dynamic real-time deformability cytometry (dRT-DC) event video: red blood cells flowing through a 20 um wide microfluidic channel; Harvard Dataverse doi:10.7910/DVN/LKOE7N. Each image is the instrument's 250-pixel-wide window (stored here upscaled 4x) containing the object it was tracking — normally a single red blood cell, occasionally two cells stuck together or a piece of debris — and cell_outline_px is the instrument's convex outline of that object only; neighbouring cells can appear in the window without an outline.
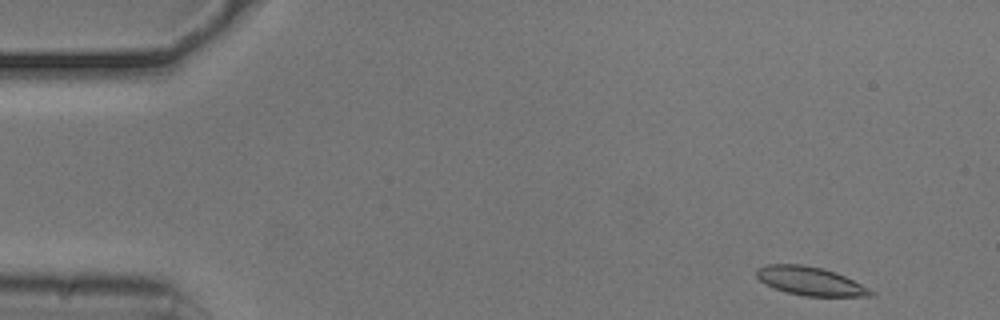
{"species": "common noctule bat (a hibernating species)", "species_latin": "Nyctalus noctula", "temperature_condition": "cold", "stored_images_in_passage": 51, "camera_frame_rate_fps": 3000, "um_per_image_px": 0.085, "animal": {"sex": "male", "body_mass_g": 20.5, "forearm_length_mm": 52.5}, "frame": {"image": 1, "passage_image": 1, "time_ms": 0.0, "image_size_px": [1000, 320], "cell_outline_px": [[876, 296], [804, 296], [788, 292], [776, 288], [760, 280], [756, 276], [756, 268], [768, 264], [800, 264], [820, 268], [836, 272], [876, 292]], "centroid_in_image_um": [68.89, 23.89], "position_along_channel_um": 16.1, "area_um2": 18.73}}
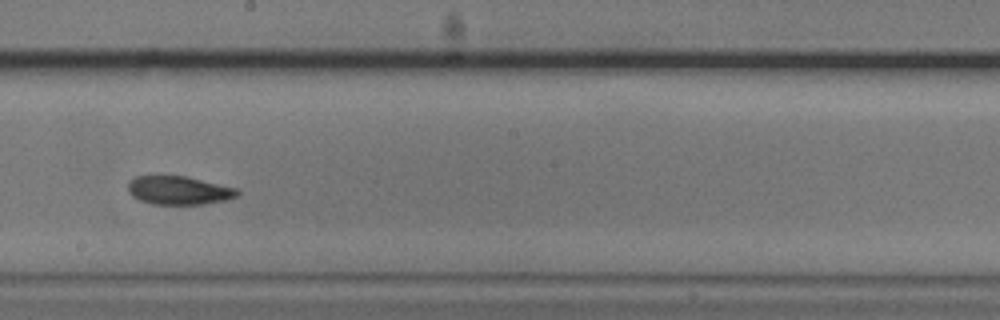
{"frame": {"image": 2, "passage_image": 27, "time_ms": 8.667, "image_size_px": [1000, 320], "cell_outline_px": [[240, 192], [236, 196], [224, 200], [204, 204], [152, 204], [140, 200], [132, 196], [128, 192], [128, 180], [136, 176], [188, 176], [236, 188]], "centroid_in_image_um": [15.17, 16.17], "position_along_channel_um": 233.0, "area_um2": 18.15}}
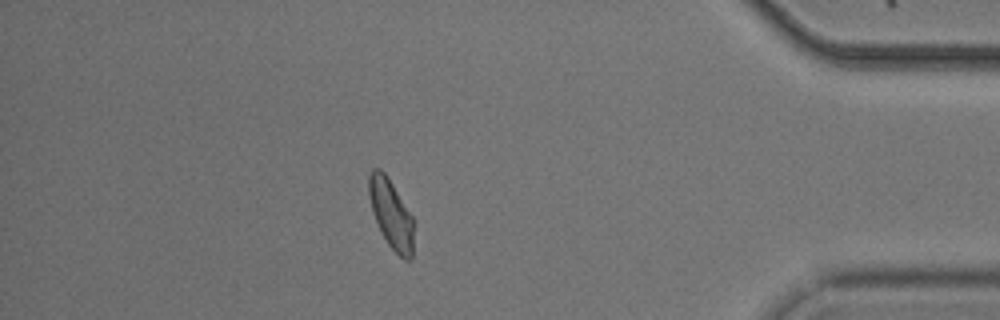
{"frame": {"image": 3, "passage_image": 44, "time_ms": 14.333, "image_size_px": [1000, 320], "cell_outline_px": [[416, 220], [412, 260], [404, 260], [388, 244], [380, 232], [372, 212], [368, 196], [368, 176], [372, 168], [380, 168], [388, 176]], "centroid_in_image_um": [33.28, 18.19], "position_along_channel_um": 401.9, "area_um2": 18.9}, "authors_computed_cell_mechanics": {"area_um2": 18.6116, "velocity_mm_per_s": 3.7047, "shape_relaxation_time_tau1_ms": 8.8573, "shape_relaxation_time_tau2_ms": 5.1216, "deformation_change_tau1": 0.2039, "deformation_change_tau2": 0.1141}}